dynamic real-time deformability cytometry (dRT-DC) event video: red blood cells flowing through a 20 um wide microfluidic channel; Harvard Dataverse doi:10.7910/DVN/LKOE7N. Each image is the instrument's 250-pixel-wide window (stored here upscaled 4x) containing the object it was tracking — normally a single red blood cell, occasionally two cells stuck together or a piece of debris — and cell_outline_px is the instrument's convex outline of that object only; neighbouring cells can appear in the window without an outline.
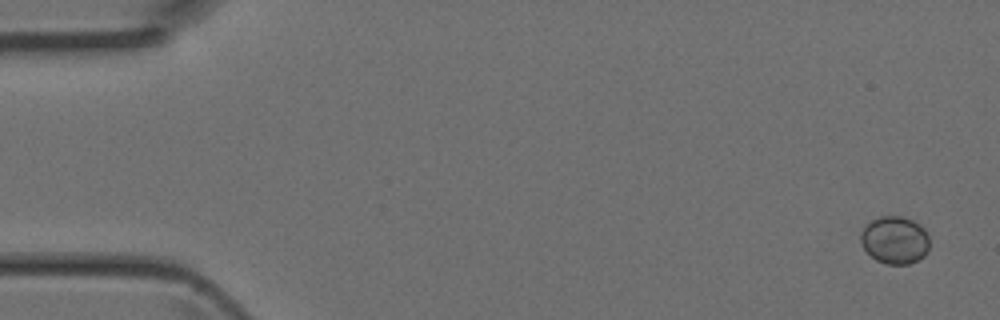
{"species": "Egyptian fruit bat (a non-hibernating species)", "species_latin": "Rousettus aegyptiacus", "temperature_condition": "room temperature", "stored_images_in_passage": 3, "camera_frame_rate_fps": 3000, "um_per_image_px": 0.085, "animal": {"sex": "female"}, "frame": {"image": 1, "passage_image": 1, "time_ms": 0.0, "image_size_px": [1000, 320], "cell_outline_px": [[928, 248], [924, 256], [908, 264], [888, 264], [876, 260], [860, 244], [860, 232], [872, 220], [880, 216], [900, 216], [912, 220], [920, 224], [924, 228], [928, 236]], "centroid_in_image_um": [76.05, 20.39], "position_along_channel_um": 9.0, "area_um2": 18.96}}